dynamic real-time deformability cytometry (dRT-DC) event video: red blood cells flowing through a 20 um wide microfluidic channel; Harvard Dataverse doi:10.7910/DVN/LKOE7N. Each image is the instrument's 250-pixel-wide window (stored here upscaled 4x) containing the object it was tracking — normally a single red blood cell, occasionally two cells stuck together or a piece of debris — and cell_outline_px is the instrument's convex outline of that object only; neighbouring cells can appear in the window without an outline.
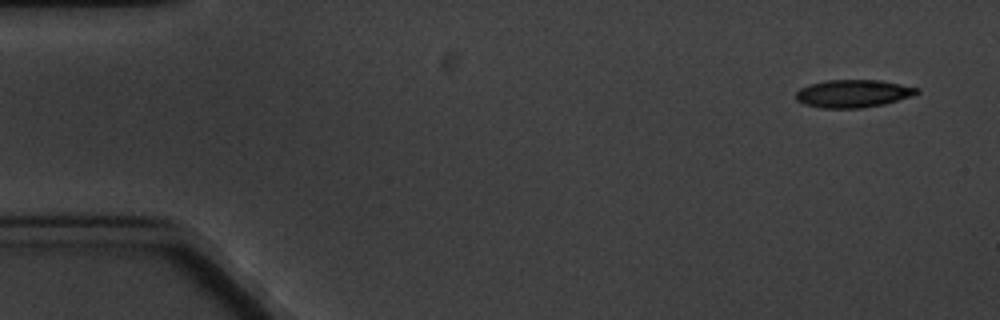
{"species": "common noctule bat (a hibernating species)", "species_latin": "Nyctalus noctula", "temperature_condition": "cold", "stored_images_in_passage": 4, "camera_frame_rate_fps": 3000, "um_per_image_px": 0.085, "animal": {"sex": "male", "body_mass_g": 20.1, "forearm_length_mm": 53.5}, "frame": {"image": 1, "passage_image": 1, "time_ms": 0.0, "image_size_px": [1000, 320], "cell_outline_px": [[920, 92], [912, 96], [884, 104], [860, 108], [820, 108], [804, 104], [796, 100], [796, 92], [800, 88], [808, 84], [828, 80], [880, 80], [920, 88]], "centroid_in_image_um": [72.51, 7.95], "position_along_channel_um": 12.5, "area_um2": 19.65}}
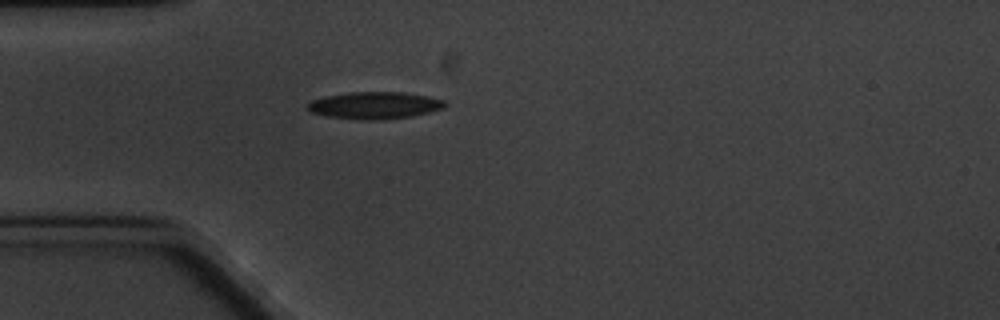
{"frame": {"image": 2, "passage_image": 4, "time_ms": 4.333, "image_size_px": [1000, 320], "cell_outline_px": [[448, 104], [444, 108], [412, 116], [384, 120], [360, 120], [328, 116], [308, 112], [304, 108], [304, 104], [312, 100], [324, 96], [352, 92], [404, 92], [444, 100]], "centroid_in_image_um": [31.77, 8.96], "position_along_channel_um": 53.2, "area_um2": 21.91}}